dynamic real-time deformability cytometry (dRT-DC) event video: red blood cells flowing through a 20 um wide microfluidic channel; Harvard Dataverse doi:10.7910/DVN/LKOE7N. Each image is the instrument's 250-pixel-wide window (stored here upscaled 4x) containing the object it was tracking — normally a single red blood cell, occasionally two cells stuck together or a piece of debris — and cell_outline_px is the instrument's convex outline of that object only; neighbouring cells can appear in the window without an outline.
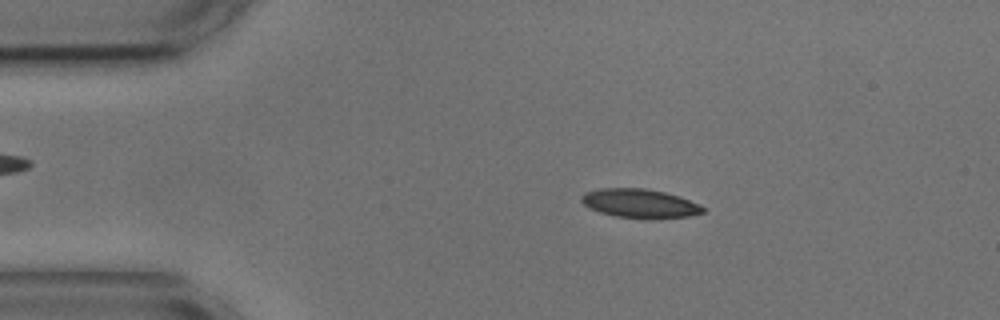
{"species": "common noctule bat (a hibernating species)", "species_latin": "Nyctalus noctula", "temperature_condition": "cold", "stored_images_in_passage": 7, "camera_frame_rate_fps": 3000, "um_per_image_px": 0.085, "animal": {"sex": "male", "body_mass_g": 17.9, "forearm_length_mm": 54.2}, "frame": {"image": 1, "passage_image": 2, "time_ms": 1.333, "image_size_px": [1000, 320], "cell_outline_px": [[704, 212], [688, 216], [616, 216], [600, 212], [588, 208], [580, 200], [580, 196], [584, 192], [600, 188], [644, 188], [664, 192], [680, 196], [704, 208]], "centroid_in_image_um": [54.28, 17.24], "position_along_channel_um": 30.7, "area_um2": 19.59}}
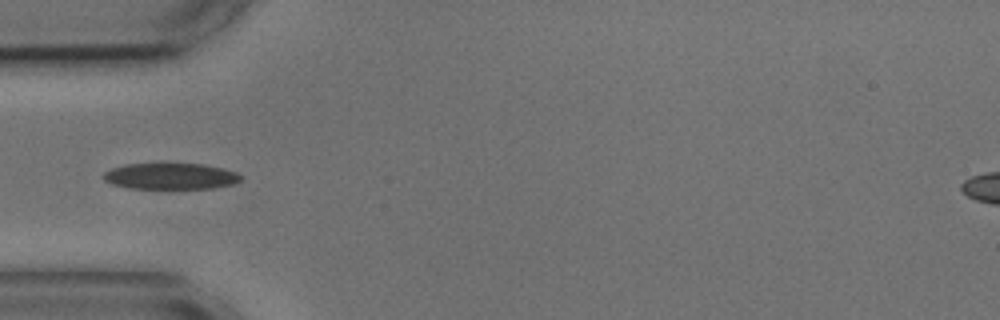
{"frame": {"image": 2, "passage_image": 4, "time_ms": 3.667, "image_size_px": [1000, 320], "cell_outline_px": [[244, 176], [240, 180], [232, 184], [212, 188], [128, 188], [112, 184], [104, 180], [104, 172], [112, 168], [124, 164], [160, 160], [204, 164], [224, 168], [236, 172]], "centroid_in_image_um": [14.48, 14.91], "position_along_channel_um": 70.5, "area_um2": 22.02}}